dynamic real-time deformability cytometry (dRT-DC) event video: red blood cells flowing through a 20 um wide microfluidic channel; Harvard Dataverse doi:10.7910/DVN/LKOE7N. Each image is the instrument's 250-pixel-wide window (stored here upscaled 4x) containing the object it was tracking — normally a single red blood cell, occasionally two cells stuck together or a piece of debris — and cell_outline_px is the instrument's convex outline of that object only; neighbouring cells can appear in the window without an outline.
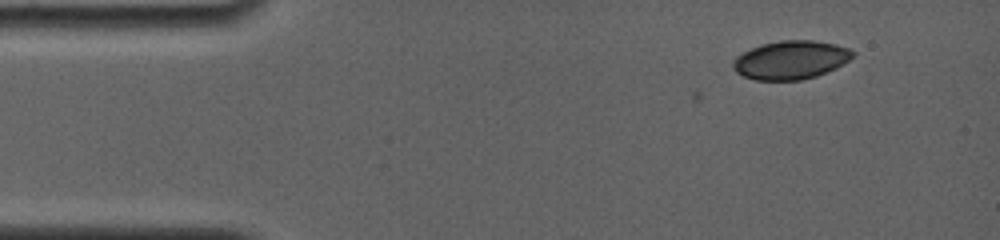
{"species": "common noctule bat (a hibernating species)", "species_latin": "Nyctalus noctula", "temperature_condition": "room temperature", "stored_images_in_passage": 7, "camera_frame_rate_fps": 4000, "um_per_image_px": 0.085, "animal": {"sex": "female", "body_mass_g": 19.0, "forearm_length_mm": 56.7}, "frame": {"image": 1, "passage_image": 1, "time_ms": 0.0, "image_size_px": [1000, 240], "cell_outline_px": [[856, 52], [848, 60], [836, 68], [816, 76], [800, 80], [756, 80], [744, 76], [736, 72], [732, 68], [732, 60], [736, 56], [760, 44], [780, 40], [812, 40], [836, 44], [848, 48]], "centroid_in_image_um": [67.19, 5.09], "position_along_channel_um": 17.8, "area_um2": 26.88}}